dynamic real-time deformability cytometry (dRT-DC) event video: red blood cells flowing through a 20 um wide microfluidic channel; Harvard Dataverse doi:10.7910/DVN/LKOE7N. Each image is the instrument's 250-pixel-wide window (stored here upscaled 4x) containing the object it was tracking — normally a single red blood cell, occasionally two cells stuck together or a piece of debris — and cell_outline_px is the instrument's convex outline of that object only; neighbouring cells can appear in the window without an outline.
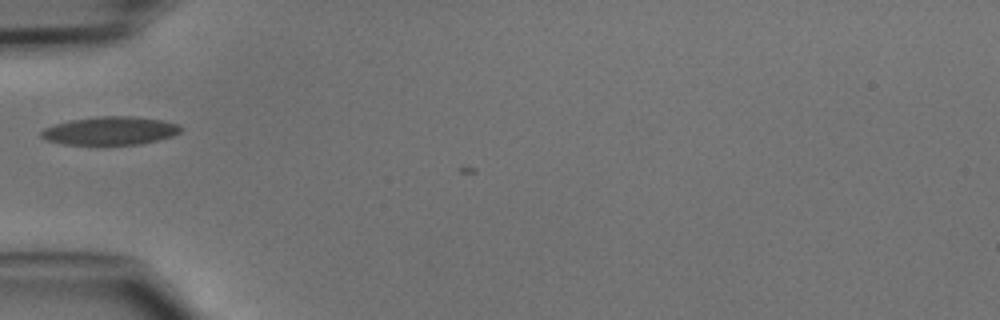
{"species": "common noctule bat (a hibernating species)", "species_latin": "Nyctalus noctula", "temperature_condition": "cold", "stored_images_in_passage": 7, "camera_frame_rate_fps": 3000, "um_per_image_px": 0.085, "animal": {"sex": "male", "body_mass_g": 15.6}, "frame": {"image": 1, "passage_image": 2, "time_ms": 0.333, "image_size_px": [1000, 320], "cell_outline_px": [[184, 128], [180, 132], [172, 136], [140, 144], [64, 144], [48, 140], [40, 136], [40, 132], [44, 128], [56, 124], [72, 120], [100, 116], [128, 116], [160, 120], [180, 124]], "centroid_in_image_um": [9.39, 11.11], "position_along_channel_um": 75.6, "area_um2": 22.66}}